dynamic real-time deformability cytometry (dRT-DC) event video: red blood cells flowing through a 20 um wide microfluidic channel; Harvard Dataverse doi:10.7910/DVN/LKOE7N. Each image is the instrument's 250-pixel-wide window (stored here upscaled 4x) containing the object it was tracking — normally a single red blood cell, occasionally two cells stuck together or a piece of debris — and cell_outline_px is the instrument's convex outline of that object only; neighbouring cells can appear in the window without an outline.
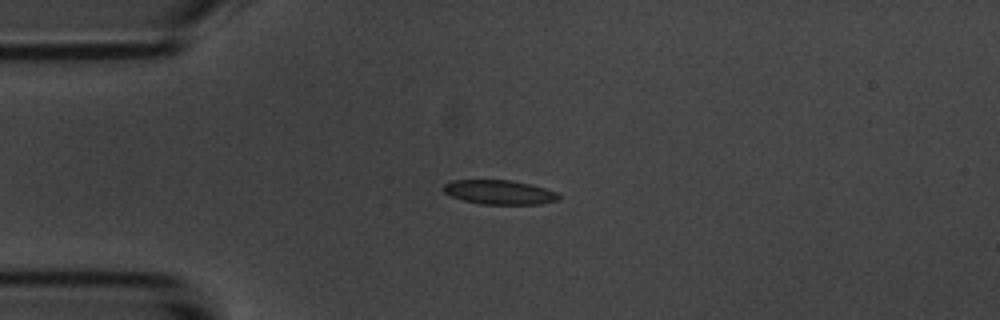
{"species": "common noctule bat (a hibernating species)", "species_latin": "Nyctalus noctula", "temperature_condition": "room temperature", "stored_images_in_passage": 1, "camera_frame_rate_fps": 3000, "um_per_image_px": 0.085, "animal": {"sex": "male", "body_mass_g": 20.1, "forearm_length_mm": 53.5}, "frame": {"image": 1, "passage_image": 1, "time_ms": 0.0, "image_size_px": [1000, 320], "cell_outline_px": [[560, 196], [556, 200], [540, 204], [480, 204], [464, 200], [452, 196], [444, 192], [444, 184], [452, 180], [512, 180], [532, 184], [556, 192]], "centroid_in_image_um": [42.44, 16.33], "position_along_channel_um": 42.6, "area_um2": 16.18}}